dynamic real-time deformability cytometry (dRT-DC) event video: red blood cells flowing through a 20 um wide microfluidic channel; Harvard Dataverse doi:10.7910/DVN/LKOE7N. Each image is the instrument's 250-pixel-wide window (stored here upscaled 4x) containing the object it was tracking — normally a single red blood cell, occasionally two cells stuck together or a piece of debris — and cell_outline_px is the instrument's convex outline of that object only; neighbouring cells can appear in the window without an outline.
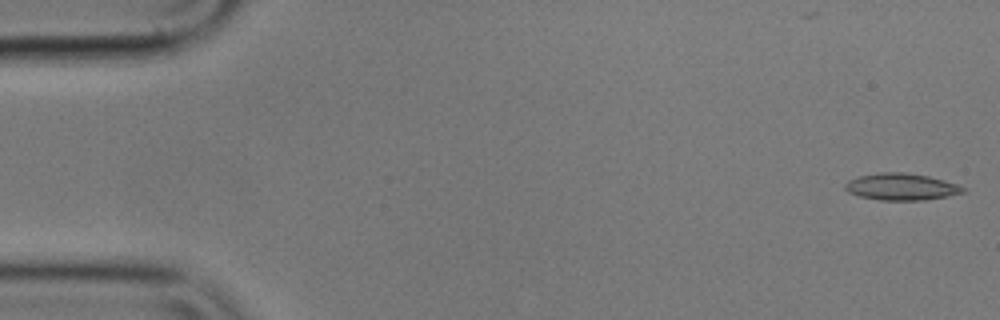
{"species": "common noctule bat (a hibernating species)", "species_latin": "Nyctalus noctula", "temperature_condition": "cold", "stored_images_in_passage": 55, "camera_frame_rate_fps": 3000, "um_per_image_px": 0.085, "animal": {"sex": "male", "body_mass_g": 17.9}, "frame": {"image": 1, "passage_image": 1, "time_ms": 0.0, "image_size_px": [1000, 320], "cell_outline_px": [[968, 188], [964, 192], [948, 196], [924, 200], [880, 200], [860, 196], [848, 192], [844, 188], [844, 184], [848, 180], [860, 176], [880, 172], [904, 172], [928, 176], [944, 180]], "centroid_in_image_um": [76.62, 15.87], "position_along_channel_um": 8.4, "area_um2": 18.44}}
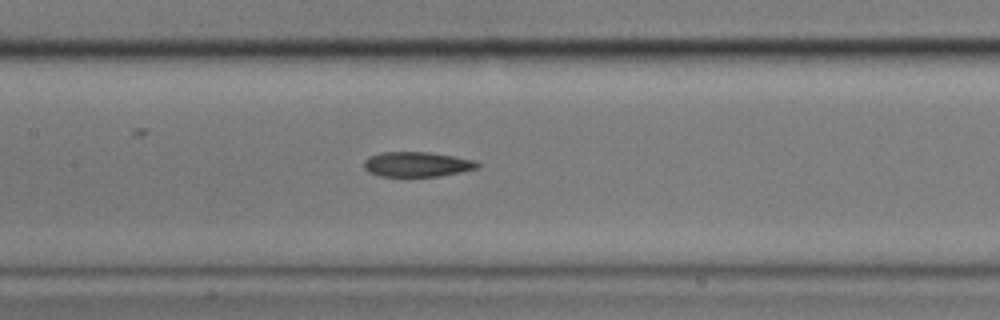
{"frame": {"image": 2, "passage_image": 25, "time_ms": 8.0, "image_size_px": [1000, 320], "cell_outline_px": [[480, 168], [440, 176], [380, 176], [368, 172], [364, 168], [364, 160], [368, 156], [380, 152], [428, 152], [476, 160], [480, 164]], "centroid_in_image_um": [35.44, 13.96], "position_along_channel_um": 172.0, "area_um2": 16.59}}
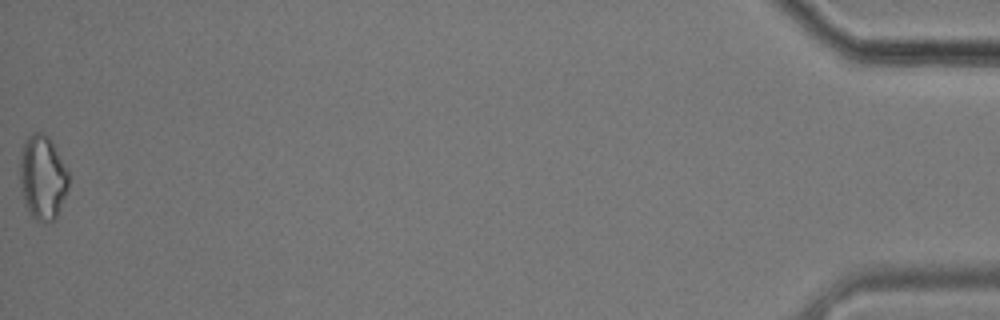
{"frame": {"image": 3, "passage_image": 55, "time_ms": 18.0, "image_size_px": [1000, 320], "cell_outline_px": [[68, 188], [56, 220], [40, 224], [28, 212], [24, 204], [20, 180], [20, 152], [28, 136], [36, 132], [44, 132], [52, 140], [68, 172]], "centroid_in_image_um": [3.62, 15.12], "position_along_channel_um": 431.6, "area_um2": 24.22}, "authors_computed_cell_mechanics": {"area_um2": 17.629, "velocity_mm_per_s": 3.5916, "shape_relaxation_time_tau1_ms": null, "shape_relaxation_time_tau2_ms": 8.2677, "deformation_change_tau1": null, "deformation_change_tau2": 0.1903}}